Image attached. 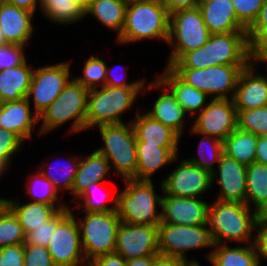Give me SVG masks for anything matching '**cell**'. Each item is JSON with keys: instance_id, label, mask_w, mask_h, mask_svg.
<instances>
[{"instance_id": "1", "label": "cell", "mask_w": 267, "mask_h": 266, "mask_svg": "<svg viewBox=\"0 0 267 266\" xmlns=\"http://www.w3.org/2000/svg\"><path fill=\"white\" fill-rule=\"evenodd\" d=\"M206 225L214 245L228 241L255 243L256 237L252 236L256 235L252 233L257 222L254 209L247 204L216 199L209 204Z\"/></svg>"}, {"instance_id": "2", "label": "cell", "mask_w": 267, "mask_h": 266, "mask_svg": "<svg viewBox=\"0 0 267 266\" xmlns=\"http://www.w3.org/2000/svg\"><path fill=\"white\" fill-rule=\"evenodd\" d=\"M170 14L161 0H147L127 4L124 26L117 38L119 44L145 39L169 37Z\"/></svg>"}, {"instance_id": "3", "label": "cell", "mask_w": 267, "mask_h": 266, "mask_svg": "<svg viewBox=\"0 0 267 266\" xmlns=\"http://www.w3.org/2000/svg\"><path fill=\"white\" fill-rule=\"evenodd\" d=\"M124 190L118 191L116 212L121 222L158 226L162 196L155 192L154 183L148 180L126 179Z\"/></svg>"}, {"instance_id": "4", "label": "cell", "mask_w": 267, "mask_h": 266, "mask_svg": "<svg viewBox=\"0 0 267 266\" xmlns=\"http://www.w3.org/2000/svg\"><path fill=\"white\" fill-rule=\"evenodd\" d=\"M89 90L78 83L74 77L60 95L39 116L42 122L39 135L49 133L55 128L73 120L69 132L85 131Z\"/></svg>"}, {"instance_id": "5", "label": "cell", "mask_w": 267, "mask_h": 266, "mask_svg": "<svg viewBox=\"0 0 267 266\" xmlns=\"http://www.w3.org/2000/svg\"><path fill=\"white\" fill-rule=\"evenodd\" d=\"M145 88L105 85L89 90L85 128L124 123L122 113L133 107L137 95Z\"/></svg>"}, {"instance_id": "6", "label": "cell", "mask_w": 267, "mask_h": 266, "mask_svg": "<svg viewBox=\"0 0 267 266\" xmlns=\"http://www.w3.org/2000/svg\"><path fill=\"white\" fill-rule=\"evenodd\" d=\"M103 138V147L96 151L110 162V168L121 175L123 180H136L138 164L136 135L131 121L129 123L97 126ZM112 163V164H111Z\"/></svg>"}, {"instance_id": "7", "label": "cell", "mask_w": 267, "mask_h": 266, "mask_svg": "<svg viewBox=\"0 0 267 266\" xmlns=\"http://www.w3.org/2000/svg\"><path fill=\"white\" fill-rule=\"evenodd\" d=\"M249 64L216 65L207 68H170L182 81L213 99H233L241 71ZM231 94L230 95H228ZM212 95V96H211Z\"/></svg>"}, {"instance_id": "8", "label": "cell", "mask_w": 267, "mask_h": 266, "mask_svg": "<svg viewBox=\"0 0 267 266\" xmlns=\"http://www.w3.org/2000/svg\"><path fill=\"white\" fill-rule=\"evenodd\" d=\"M121 223L116 211L86 212L79 220L81 244L87 263L96 257L114 253Z\"/></svg>"}, {"instance_id": "9", "label": "cell", "mask_w": 267, "mask_h": 266, "mask_svg": "<svg viewBox=\"0 0 267 266\" xmlns=\"http://www.w3.org/2000/svg\"><path fill=\"white\" fill-rule=\"evenodd\" d=\"M199 7L183 9L170 15L167 43L173 46L168 64L178 61L186 52L203 46L210 38Z\"/></svg>"}, {"instance_id": "10", "label": "cell", "mask_w": 267, "mask_h": 266, "mask_svg": "<svg viewBox=\"0 0 267 266\" xmlns=\"http://www.w3.org/2000/svg\"><path fill=\"white\" fill-rule=\"evenodd\" d=\"M214 246L207 225H176L160 222L158 225L159 254L177 257L198 264L196 259L188 260L186 251Z\"/></svg>"}, {"instance_id": "11", "label": "cell", "mask_w": 267, "mask_h": 266, "mask_svg": "<svg viewBox=\"0 0 267 266\" xmlns=\"http://www.w3.org/2000/svg\"><path fill=\"white\" fill-rule=\"evenodd\" d=\"M70 63L59 62L54 65H47L35 68L27 99L33 97L34 112L40 114L60 95L63 89L69 84Z\"/></svg>"}, {"instance_id": "12", "label": "cell", "mask_w": 267, "mask_h": 266, "mask_svg": "<svg viewBox=\"0 0 267 266\" xmlns=\"http://www.w3.org/2000/svg\"><path fill=\"white\" fill-rule=\"evenodd\" d=\"M71 210L70 208V213L57 225L47 247L55 266H83L87 262L79 225Z\"/></svg>"}, {"instance_id": "13", "label": "cell", "mask_w": 267, "mask_h": 266, "mask_svg": "<svg viewBox=\"0 0 267 266\" xmlns=\"http://www.w3.org/2000/svg\"><path fill=\"white\" fill-rule=\"evenodd\" d=\"M197 115L190 128L196 135H207L224 141L237 128V110L231 98L211 99Z\"/></svg>"}, {"instance_id": "14", "label": "cell", "mask_w": 267, "mask_h": 266, "mask_svg": "<svg viewBox=\"0 0 267 266\" xmlns=\"http://www.w3.org/2000/svg\"><path fill=\"white\" fill-rule=\"evenodd\" d=\"M212 186V176L207 170L183 159L175 170L161 182L163 195L199 198Z\"/></svg>"}, {"instance_id": "15", "label": "cell", "mask_w": 267, "mask_h": 266, "mask_svg": "<svg viewBox=\"0 0 267 266\" xmlns=\"http://www.w3.org/2000/svg\"><path fill=\"white\" fill-rule=\"evenodd\" d=\"M114 253L126 260L158 255V226L121 222Z\"/></svg>"}, {"instance_id": "16", "label": "cell", "mask_w": 267, "mask_h": 266, "mask_svg": "<svg viewBox=\"0 0 267 266\" xmlns=\"http://www.w3.org/2000/svg\"><path fill=\"white\" fill-rule=\"evenodd\" d=\"M161 222L176 225H206L209 203L192 197L162 196Z\"/></svg>"}, {"instance_id": "17", "label": "cell", "mask_w": 267, "mask_h": 266, "mask_svg": "<svg viewBox=\"0 0 267 266\" xmlns=\"http://www.w3.org/2000/svg\"><path fill=\"white\" fill-rule=\"evenodd\" d=\"M246 171L245 165L223 154L217 164V170L211 173L212 185L213 181L218 179L221 188L217 199L246 204Z\"/></svg>"}, {"instance_id": "18", "label": "cell", "mask_w": 267, "mask_h": 266, "mask_svg": "<svg viewBox=\"0 0 267 266\" xmlns=\"http://www.w3.org/2000/svg\"><path fill=\"white\" fill-rule=\"evenodd\" d=\"M255 65V61H252L239 75L233 97L236 110L267 106V76L255 74Z\"/></svg>"}, {"instance_id": "19", "label": "cell", "mask_w": 267, "mask_h": 266, "mask_svg": "<svg viewBox=\"0 0 267 266\" xmlns=\"http://www.w3.org/2000/svg\"><path fill=\"white\" fill-rule=\"evenodd\" d=\"M198 7L211 34L247 32L237 19L232 0H201Z\"/></svg>"}, {"instance_id": "20", "label": "cell", "mask_w": 267, "mask_h": 266, "mask_svg": "<svg viewBox=\"0 0 267 266\" xmlns=\"http://www.w3.org/2000/svg\"><path fill=\"white\" fill-rule=\"evenodd\" d=\"M30 106V101L26 97L21 100L2 103L0 128L14 132L23 141L31 138L32 130L39 122V115L32 112Z\"/></svg>"}, {"instance_id": "21", "label": "cell", "mask_w": 267, "mask_h": 266, "mask_svg": "<svg viewBox=\"0 0 267 266\" xmlns=\"http://www.w3.org/2000/svg\"><path fill=\"white\" fill-rule=\"evenodd\" d=\"M34 13L5 2L0 8V27L6 44L26 46L33 35Z\"/></svg>"}, {"instance_id": "22", "label": "cell", "mask_w": 267, "mask_h": 266, "mask_svg": "<svg viewBox=\"0 0 267 266\" xmlns=\"http://www.w3.org/2000/svg\"><path fill=\"white\" fill-rule=\"evenodd\" d=\"M216 65L250 64L253 60L248 49L247 32L214 34Z\"/></svg>"}, {"instance_id": "23", "label": "cell", "mask_w": 267, "mask_h": 266, "mask_svg": "<svg viewBox=\"0 0 267 266\" xmlns=\"http://www.w3.org/2000/svg\"><path fill=\"white\" fill-rule=\"evenodd\" d=\"M154 87L158 89L161 88L162 93L159 95V98L154 101L152 110L146 113L161 122L163 125L172 128L181 136L184 128V119L186 117L184 109L176 101L172 92L163 83H161L158 78L153 82L151 81L150 85L147 87L148 89L146 88V90Z\"/></svg>"}, {"instance_id": "24", "label": "cell", "mask_w": 267, "mask_h": 266, "mask_svg": "<svg viewBox=\"0 0 267 266\" xmlns=\"http://www.w3.org/2000/svg\"><path fill=\"white\" fill-rule=\"evenodd\" d=\"M135 131L136 141L146 142V145H158V147H178L181 137L172 128L163 125L147 113H136L131 120Z\"/></svg>"}, {"instance_id": "25", "label": "cell", "mask_w": 267, "mask_h": 266, "mask_svg": "<svg viewBox=\"0 0 267 266\" xmlns=\"http://www.w3.org/2000/svg\"><path fill=\"white\" fill-rule=\"evenodd\" d=\"M157 78L172 92L185 113H189L191 117L197 112L200 113L208 105V103L205 104L208 97L205 92L182 81L168 66H165L162 75Z\"/></svg>"}, {"instance_id": "26", "label": "cell", "mask_w": 267, "mask_h": 266, "mask_svg": "<svg viewBox=\"0 0 267 266\" xmlns=\"http://www.w3.org/2000/svg\"><path fill=\"white\" fill-rule=\"evenodd\" d=\"M138 164L136 180L151 181V176L166 164L175 162L178 158L177 147H158L146 145V142L136 141Z\"/></svg>"}, {"instance_id": "27", "label": "cell", "mask_w": 267, "mask_h": 266, "mask_svg": "<svg viewBox=\"0 0 267 266\" xmlns=\"http://www.w3.org/2000/svg\"><path fill=\"white\" fill-rule=\"evenodd\" d=\"M59 205V206H58ZM51 205L42 202L20 203L17 199H7V206L13 211L23 228L25 235L42 226L50 220L59 210L69 208L66 203Z\"/></svg>"}, {"instance_id": "28", "label": "cell", "mask_w": 267, "mask_h": 266, "mask_svg": "<svg viewBox=\"0 0 267 266\" xmlns=\"http://www.w3.org/2000/svg\"><path fill=\"white\" fill-rule=\"evenodd\" d=\"M110 170L108 160L96 150L89 156L83 157L79 161V167L72 186L74 199L77 198L78 200L90 184L102 183Z\"/></svg>"}, {"instance_id": "29", "label": "cell", "mask_w": 267, "mask_h": 266, "mask_svg": "<svg viewBox=\"0 0 267 266\" xmlns=\"http://www.w3.org/2000/svg\"><path fill=\"white\" fill-rule=\"evenodd\" d=\"M34 69L27 60L15 67L0 71V101H17L27 97Z\"/></svg>"}, {"instance_id": "30", "label": "cell", "mask_w": 267, "mask_h": 266, "mask_svg": "<svg viewBox=\"0 0 267 266\" xmlns=\"http://www.w3.org/2000/svg\"><path fill=\"white\" fill-rule=\"evenodd\" d=\"M215 249L206 254L213 266H260L256 244L229 247L227 244L214 245Z\"/></svg>"}, {"instance_id": "31", "label": "cell", "mask_w": 267, "mask_h": 266, "mask_svg": "<svg viewBox=\"0 0 267 266\" xmlns=\"http://www.w3.org/2000/svg\"><path fill=\"white\" fill-rule=\"evenodd\" d=\"M258 135L236 128L224 141V154L246 167L255 162Z\"/></svg>"}, {"instance_id": "32", "label": "cell", "mask_w": 267, "mask_h": 266, "mask_svg": "<svg viewBox=\"0 0 267 266\" xmlns=\"http://www.w3.org/2000/svg\"><path fill=\"white\" fill-rule=\"evenodd\" d=\"M126 7L124 0H95L85 11V17L94 15L108 29L116 31L118 38L124 26Z\"/></svg>"}, {"instance_id": "33", "label": "cell", "mask_w": 267, "mask_h": 266, "mask_svg": "<svg viewBox=\"0 0 267 266\" xmlns=\"http://www.w3.org/2000/svg\"><path fill=\"white\" fill-rule=\"evenodd\" d=\"M39 7L49 20L63 25L72 24L85 17V12L73 0H40Z\"/></svg>"}, {"instance_id": "34", "label": "cell", "mask_w": 267, "mask_h": 266, "mask_svg": "<svg viewBox=\"0 0 267 266\" xmlns=\"http://www.w3.org/2000/svg\"><path fill=\"white\" fill-rule=\"evenodd\" d=\"M267 197V166L253 162L246 171V204L255 209Z\"/></svg>"}, {"instance_id": "35", "label": "cell", "mask_w": 267, "mask_h": 266, "mask_svg": "<svg viewBox=\"0 0 267 266\" xmlns=\"http://www.w3.org/2000/svg\"><path fill=\"white\" fill-rule=\"evenodd\" d=\"M247 35L252 60L267 56V0L264 1L257 19L247 29Z\"/></svg>"}, {"instance_id": "36", "label": "cell", "mask_w": 267, "mask_h": 266, "mask_svg": "<svg viewBox=\"0 0 267 266\" xmlns=\"http://www.w3.org/2000/svg\"><path fill=\"white\" fill-rule=\"evenodd\" d=\"M215 66L214 34L200 48L186 52L178 61L173 62L169 68H207Z\"/></svg>"}, {"instance_id": "37", "label": "cell", "mask_w": 267, "mask_h": 266, "mask_svg": "<svg viewBox=\"0 0 267 266\" xmlns=\"http://www.w3.org/2000/svg\"><path fill=\"white\" fill-rule=\"evenodd\" d=\"M26 235L18 218L6 205L0 212V248L25 243Z\"/></svg>"}, {"instance_id": "38", "label": "cell", "mask_w": 267, "mask_h": 266, "mask_svg": "<svg viewBox=\"0 0 267 266\" xmlns=\"http://www.w3.org/2000/svg\"><path fill=\"white\" fill-rule=\"evenodd\" d=\"M201 136L204 137L201 139L198 145L199 157H192L188 161L195 164L196 166H199L201 169L207 170L210 173H212L215 170V168H213L215 166L214 163H216L217 165L220 161V158L224 154L223 141L218 138L210 137L207 135H201ZM206 144L209 145L210 149L209 148L208 149L211 151L209 152V155L208 151L207 154L204 153L206 150L205 146L207 147ZM203 148L205 150H202ZM205 155L209 157L207 158Z\"/></svg>"}, {"instance_id": "39", "label": "cell", "mask_w": 267, "mask_h": 266, "mask_svg": "<svg viewBox=\"0 0 267 266\" xmlns=\"http://www.w3.org/2000/svg\"><path fill=\"white\" fill-rule=\"evenodd\" d=\"M29 178L26 185V194L33 198L32 202H42L56 205L55 203L59 198L57 196L59 195V191L53 186V184L47 178H45L40 171L35 173L32 178Z\"/></svg>"}, {"instance_id": "40", "label": "cell", "mask_w": 267, "mask_h": 266, "mask_svg": "<svg viewBox=\"0 0 267 266\" xmlns=\"http://www.w3.org/2000/svg\"><path fill=\"white\" fill-rule=\"evenodd\" d=\"M237 128L258 136L267 135V106L237 110Z\"/></svg>"}, {"instance_id": "41", "label": "cell", "mask_w": 267, "mask_h": 266, "mask_svg": "<svg viewBox=\"0 0 267 266\" xmlns=\"http://www.w3.org/2000/svg\"><path fill=\"white\" fill-rule=\"evenodd\" d=\"M71 157L72 156H70V160H68L69 163L71 162L70 164H67L65 166L62 165L63 170H60L61 171L60 173L58 172L60 175L59 177H57L58 176L57 171L60 169L59 166H57L58 169H57L56 173L55 172L52 173V171L51 172L47 171L45 169V167H43L46 165V164H44V162H42L41 167L39 166V171L42 173V175L45 178H47L59 192H61V191L65 192L66 190H68V192L70 191V194H72V186H73L74 179H75L78 167H79L78 160L80 159V157L77 159L74 156L72 158ZM50 165H52V164H50ZM62 166H60V167H62ZM64 168L66 170H64ZM49 169L51 170L53 168L49 167ZM61 174H63V175H61Z\"/></svg>"}, {"instance_id": "42", "label": "cell", "mask_w": 267, "mask_h": 266, "mask_svg": "<svg viewBox=\"0 0 267 266\" xmlns=\"http://www.w3.org/2000/svg\"><path fill=\"white\" fill-rule=\"evenodd\" d=\"M106 66V62L98 56H91L84 64L83 76H77L74 79L88 90L98 86L103 87L106 85ZM99 82L102 84L100 85Z\"/></svg>"}, {"instance_id": "43", "label": "cell", "mask_w": 267, "mask_h": 266, "mask_svg": "<svg viewBox=\"0 0 267 266\" xmlns=\"http://www.w3.org/2000/svg\"><path fill=\"white\" fill-rule=\"evenodd\" d=\"M70 213V208L59 210L50 220L26 235L24 245L48 247L57 225Z\"/></svg>"}, {"instance_id": "44", "label": "cell", "mask_w": 267, "mask_h": 266, "mask_svg": "<svg viewBox=\"0 0 267 266\" xmlns=\"http://www.w3.org/2000/svg\"><path fill=\"white\" fill-rule=\"evenodd\" d=\"M23 140L14 132L0 128V173L10 167L11 158L21 149Z\"/></svg>"}, {"instance_id": "45", "label": "cell", "mask_w": 267, "mask_h": 266, "mask_svg": "<svg viewBox=\"0 0 267 266\" xmlns=\"http://www.w3.org/2000/svg\"><path fill=\"white\" fill-rule=\"evenodd\" d=\"M100 186V183H92L90 184L86 191L78 198L80 200H84L82 202L77 201V206L83 205L85 208L82 209L85 212H111L116 211L117 208V194L115 196H112V204L111 206H108V198H105V194L101 197L100 200H98L95 197V189ZM94 189V190H93ZM94 193V194H93ZM107 199V200H106ZM107 201V202H106Z\"/></svg>"}, {"instance_id": "46", "label": "cell", "mask_w": 267, "mask_h": 266, "mask_svg": "<svg viewBox=\"0 0 267 266\" xmlns=\"http://www.w3.org/2000/svg\"><path fill=\"white\" fill-rule=\"evenodd\" d=\"M265 0H232L237 19L248 29L257 19Z\"/></svg>"}, {"instance_id": "47", "label": "cell", "mask_w": 267, "mask_h": 266, "mask_svg": "<svg viewBox=\"0 0 267 266\" xmlns=\"http://www.w3.org/2000/svg\"><path fill=\"white\" fill-rule=\"evenodd\" d=\"M25 47L9 43L0 45V71L23 64L27 60Z\"/></svg>"}, {"instance_id": "48", "label": "cell", "mask_w": 267, "mask_h": 266, "mask_svg": "<svg viewBox=\"0 0 267 266\" xmlns=\"http://www.w3.org/2000/svg\"><path fill=\"white\" fill-rule=\"evenodd\" d=\"M24 266H55L47 247L24 245Z\"/></svg>"}, {"instance_id": "49", "label": "cell", "mask_w": 267, "mask_h": 266, "mask_svg": "<svg viewBox=\"0 0 267 266\" xmlns=\"http://www.w3.org/2000/svg\"><path fill=\"white\" fill-rule=\"evenodd\" d=\"M0 266H24V243L0 248Z\"/></svg>"}, {"instance_id": "50", "label": "cell", "mask_w": 267, "mask_h": 266, "mask_svg": "<svg viewBox=\"0 0 267 266\" xmlns=\"http://www.w3.org/2000/svg\"><path fill=\"white\" fill-rule=\"evenodd\" d=\"M257 231L255 234V244L258 250L259 260L265 258L267 260V222L257 223Z\"/></svg>"}, {"instance_id": "51", "label": "cell", "mask_w": 267, "mask_h": 266, "mask_svg": "<svg viewBox=\"0 0 267 266\" xmlns=\"http://www.w3.org/2000/svg\"><path fill=\"white\" fill-rule=\"evenodd\" d=\"M106 67H107L106 68V86H111V87H144L145 86V82H144L145 79H139L136 82L135 80L133 82H127L125 80L126 78L122 79V76L121 78H117L118 76L113 77L114 75L110 76L111 75L110 71L113 70V67L112 68H108V66ZM122 74L124 75L123 77H125L126 72L124 71Z\"/></svg>"}, {"instance_id": "52", "label": "cell", "mask_w": 267, "mask_h": 266, "mask_svg": "<svg viewBox=\"0 0 267 266\" xmlns=\"http://www.w3.org/2000/svg\"><path fill=\"white\" fill-rule=\"evenodd\" d=\"M90 264L92 266H127V260L121 255L111 253L96 257Z\"/></svg>"}, {"instance_id": "53", "label": "cell", "mask_w": 267, "mask_h": 266, "mask_svg": "<svg viewBox=\"0 0 267 266\" xmlns=\"http://www.w3.org/2000/svg\"><path fill=\"white\" fill-rule=\"evenodd\" d=\"M200 1L201 0H161L170 15L179 10L198 7Z\"/></svg>"}, {"instance_id": "54", "label": "cell", "mask_w": 267, "mask_h": 266, "mask_svg": "<svg viewBox=\"0 0 267 266\" xmlns=\"http://www.w3.org/2000/svg\"><path fill=\"white\" fill-rule=\"evenodd\" d=\"M193 263L177 257L154 255V266H192Z\"/></svg>"}, {"instance_id": "55", "label": "cell", "mask_w": 267, "mask_h": 266, "mask_svg": "<svg viewBox=\"0 0 267 266\" xmlns=\"http://www.w3.org/2000/svg\"><path fill=\"white\" fill-rule=\"evenodd\" d=\"M255 162L262 163L267 166V135L258 136Z\"/></svg>"}, {"instance_id": "56", "label": "cell", "mask_w": 267, "mask_h": 266, "mask_svg": "<svg viewBox=\"0 0 267 266\" xmlns=\"http://www.w3.org/2000/svg\"><path fill=\"white\" fill-rule=\"evenodd\" d=\"M5 2L15 5L18 8L25 9L34 14L37 9V5H40V0H5Z\"/></svg>"}, {"instance_id": "57", "label": "cell", "mask_w": 267, "mask_h": 266, "mask_svg": "<svg viewBox=\"0 0 267 266\" xmlns=\"http://www.w3.org/2000/svg\"><path fill=\"white\" fill-rule=\"evenodd\" d=\"M257 223L267 222V197L254 209Z\"/></svg>"}, {"instance_id": "58", "label": "cell", "mask_w": 267, "mask_h": 266, "mask_svg": "<svg viewBox=\"0 0 267 266\" xmlns=\"http://www.w3.org/2000/svg\"><path fill=\"white\" fill-rule=\"evenodd\" d=\"M127 266H154V255L129 259Z\"/></svg>"}, {"instance_id": "59", "label": "cell", "mask_w": 267, "mask_h": 266, "mask_svg": "<svg viewBox=\"0 0 267 266\" xmlns=\"http://www.w3.org/2000/svg\"><path fill=\"white\" fill-rule=\"evenodd\" d=\"M75 1L80 8H82V10L85 12L95 0H73Z\"/></svg>"}, {"instance_id": "60", "label": "cell", "mask_w": 267, "mask_h": 266, "mask_svg": "<svg viewBox=\"0 0 267 266\" xmlns=\"http://www.w3.org/2000/svg\"><path fill=\"white\" fill-rule=\"evenodd\" d=\"M7 205V199L0 198V212L4 209V207Z\"/></svg>"}, {"instance_id": "61", "label": "cell", "mask_w": 267, "mask_h": 266, "mask_svg": "<svg viewBox=\"0 0 267 266\" xmlns=\"http://www.w3.org/2000/svg\"><path fill=\"white\" fill-rule=\"evenodd\" d=\"M6 44V40H5V36L1 30V27H0V45H4Z\"/></svg>"}, {"instance_id": "62", "label": "cell", "mask_w": 267, "mask_h": 266, "mask_svg": "<svg viewBox=\"0 0 267 266\" xmlns=\"http://www.w3.org/2000/svg\"><path fill=\"white\" fill-rule=\"evenodd\" d=\"M256 63H265L266 65H267V56H265V57H262L261 59H259V60H256L255 61ZM267 67V66H266Z\"/></svg>"}, {"instance_id": "63", "label": "cell", "mask_w": 267, "mask_h": 266, "mask_svg": "<svg viewBox=\"0 0 267 266\" xmlns=\"http://www.w3.org/2000/svg\"><path fill=\"white\" fill-rule=\"evenodd\" d=\"M127 4L134 3V2H141V1H147V0H124Z\"/></svg>"}, {"instance_id": "64", "label": "cell", "mask_w": 267, "mask_h": 266, "mask_svg": "<svg viewBox=\"0 0 267 266\" xmlns=\"http://www.w3.org/2000/svg\"><path fill=\"white\" fill-rule=\"evenodd\" d=\"M5 3V0H0V8Z\"/></svg>"}, {"instance_id": "65", "label": "cell", "mask_w": 267, "mask_h": 266, "mask_svg": "<svg viewBox=\"0 0 267 266\" xmlns=\"http://www.w3.org/2000/svg\"><path fill=\"white\" fill-rule=\"evenodd\" d=\"M84 266V265H83ZM85 266H92L90 263H86Z\"/></svg>"}, {"instance_id": "66", "label": "cell", "mask_w": 267, "mask_h": 266, "mask_svg": "<svg viewBox=\"0 0 267 266\" xmlns=\"http://www.w3.org/2000/svg\"><path fill=\"white\" fill-rule=\"evenodd\" d=\"M192 266H201V265H199V263H198V264H193Z\"/></svg>"}]
</instances>
